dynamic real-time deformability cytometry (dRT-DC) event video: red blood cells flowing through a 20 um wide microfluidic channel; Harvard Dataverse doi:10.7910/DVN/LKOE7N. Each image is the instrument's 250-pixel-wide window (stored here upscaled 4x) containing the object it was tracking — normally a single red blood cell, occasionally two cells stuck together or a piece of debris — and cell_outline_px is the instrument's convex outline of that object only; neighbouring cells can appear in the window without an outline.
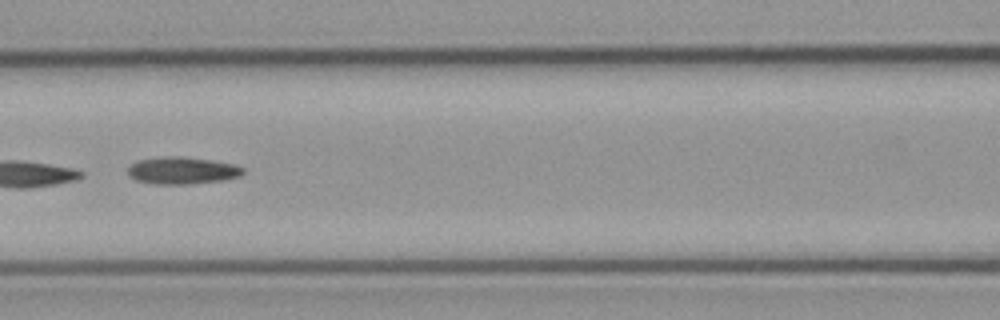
{"species": "common noctule bat (a hibernating species)", "species_latin": "Nyctalus noctula", "temperature_condition": "cold", "stored_images_in_passage": 7, "camera_frame_rate_fps": 3000, "um_per_image_px": 0.085, "animal": {"sex": "male", "body_mass_g": 23.1, "forearm_length_mm": 52.7}, "frame": {"image": 1, "passage_image": 5, "time_ms": 4.667, "image_size_px": [1000, 320], "cell_outline_px": [[244, 172], [240, 176], [224, 180], [188, 184], [156, 184], [136, 180], [128, 172], [128, 168], [136, 160], [164, 156], [184, 156], [212, 160], [236, 164], [244, 168]], "centroid_in_image_um": [15.52, 14.48], "position_along_channel_um": 151.1, "area_um2": 18.32}}
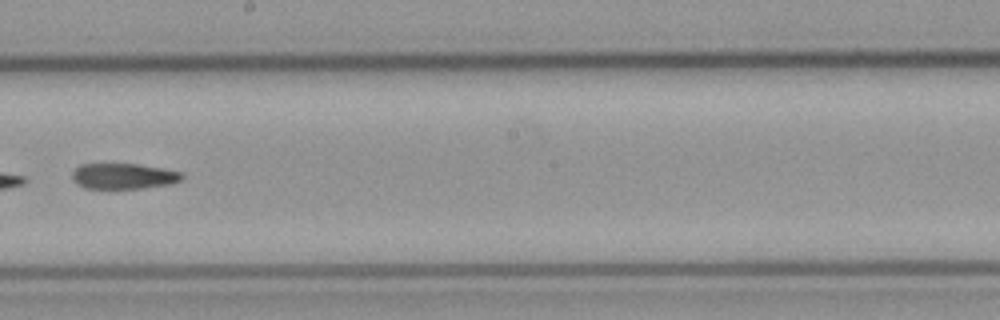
{"frame": {"image": 2, "passage_image": 7, "time_ms": 7.0, "image_size_px": [1000, 320], "cell_outline_px": [[184, 180], [172, 184], [140, 188], [84, 188], [76, 184], [72, 180], [72, 172], [80, 164], [136, 164], [160, 168], [180, 172], [184, 176]], "centroid_in_image_um": [10.49, 14.98], "position_along_channel_um": 237.7, "area_um2": 16.42}}